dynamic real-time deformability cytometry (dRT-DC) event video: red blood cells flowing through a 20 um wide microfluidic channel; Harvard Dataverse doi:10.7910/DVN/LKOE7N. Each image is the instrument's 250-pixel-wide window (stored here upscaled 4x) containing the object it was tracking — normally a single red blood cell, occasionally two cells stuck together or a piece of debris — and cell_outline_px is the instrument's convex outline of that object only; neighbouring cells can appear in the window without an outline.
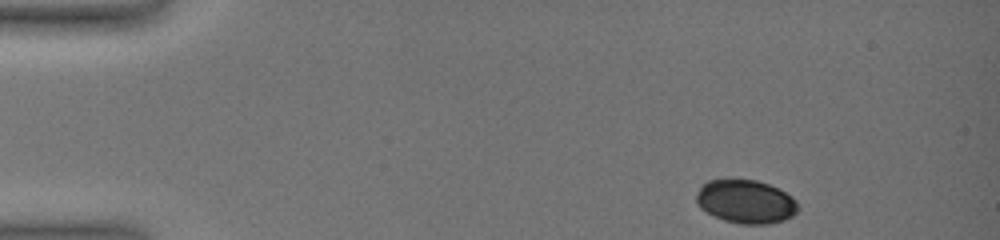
{"species": "common noctule bat (a hibernating species)", "species_latin": "Nyctalus noctula", "temperature_condition": "warm", "stored_images_in_passage": 27, "camera_frame_rate_fps": 3000, "um_per_image_px": 0.085, "animal": {"sex": "female", "body_mass_g": 19.0, "forearm_length_mm": 51.5}, "frame": {"image": 1, "passage_image": 1, "time_ms": 0.0, "image_size_px": [1000, 240], "cell_outline_px": [[800, 208], [792, 216], [784, 220], [768, 224], [740, 224], [724, 220], [700, 208], [696, 204], [696, 192], [708, 180], [756, 180], [780, 188], [792, 196], [796, 200]], "centroid_in_image_um": [63.42, 17.14], "position_along_channel_um": 21.6, "area_um2": 25.84}}
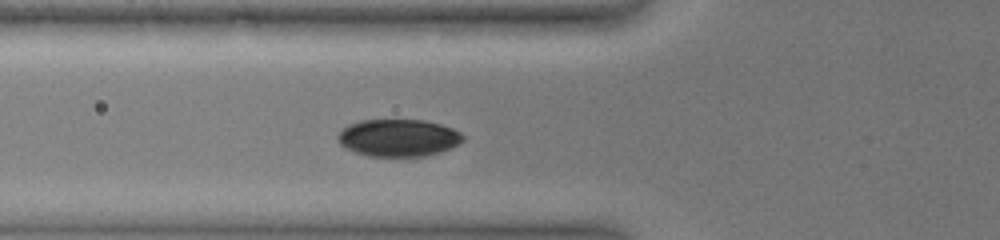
{"frame": {"image": 2, "passage_image": 17, "time_ms": 4.333, "image_size_px": [1000, 240], "cell_outline_px": [[464, 140], [440, 152], [424, 156], [368, 156], [344, 148], [340, 144], [336, 136], [348, 124], [360, 120], [424, 120], [440, 124], [452, 128], [460, 132], [464, 136]], "centroid_in_image_um": [33.83, 11.71], "position_along_channel_um": 92.0, "area_um2": 27.11}}
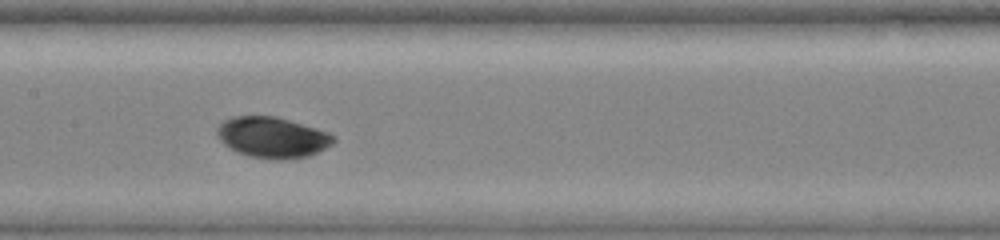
{"frame": {"image": 3, "passage_image": 26, "time_ms": 6.667, "image_size_px": [1000, 240], "cell_outline_px": [[336, 140], [332, 144], [308, 156], [284, 160], [272, 160], [248, 156], [236, 152], [224, 144], [216, 136], [216, 128], [224, 120], [232, 116], [276, 116], [316, 128], [328, 132], [336, 136]], "centroid_in_image_um": [23.13, 11.68], "position_along_channel_um": 184.3, "area_um2": 27.92}}